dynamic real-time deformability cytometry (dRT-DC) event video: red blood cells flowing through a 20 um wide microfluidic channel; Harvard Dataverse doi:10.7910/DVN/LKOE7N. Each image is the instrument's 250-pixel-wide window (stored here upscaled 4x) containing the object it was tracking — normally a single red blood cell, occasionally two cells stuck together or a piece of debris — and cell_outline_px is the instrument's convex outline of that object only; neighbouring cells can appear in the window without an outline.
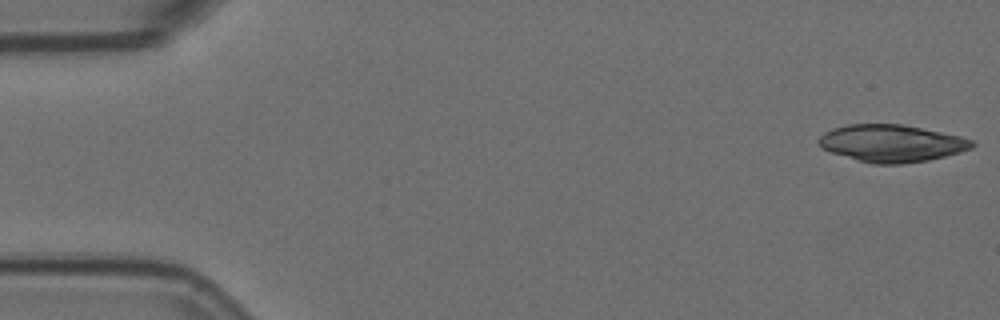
{"species": "Egyptian fruit bat (a non-hibernating species)", "species_latin": "Rousettus aegyptiacus", "temperature_condition": "room temperature", "stored_images_in_passage": 5, "camera_frame_rate_fps": 3000, "um_per_image_px": 0.085, "animal": {"sex": "female"}, "frame": {"image": 1, "passage_image": 1, "time_ms": 0.0, "image_size_px": [1000, 320], "cell_outline_px": [[976, 144], [972, 148], [960, 152], [928, 160], [900, 164], [872, 164], [856, 160], [820, 148], [816, 140], [824, 132], [832, 128], [848, 124], [900, 124], [960, 136], [972, 140]], "centroid_in_image_um": [75.74, 12.18], "position_along_channel_um": 9.3, "area_um2": 33.23}}